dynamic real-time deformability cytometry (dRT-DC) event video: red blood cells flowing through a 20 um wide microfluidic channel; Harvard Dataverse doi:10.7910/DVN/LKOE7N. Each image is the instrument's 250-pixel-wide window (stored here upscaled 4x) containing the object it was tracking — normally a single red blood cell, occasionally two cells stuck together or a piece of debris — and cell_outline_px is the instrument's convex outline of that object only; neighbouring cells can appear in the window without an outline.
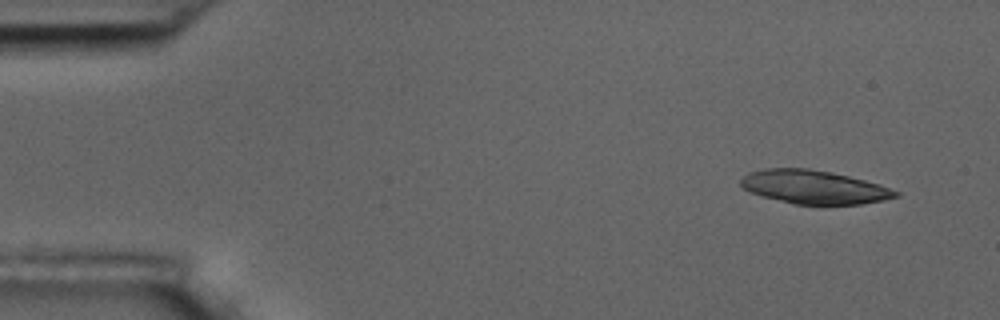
{"species": "common noctule bat (a hibernating species)", "species_latin": "Nyctalus noctula", "temperature_condition": "room temperature", "stored_images_in_passage": 6, "camera_frame_rate_fps": 3000, "um_per_image_px": 0.085, "animal": {"sex": "male", "body_mass_g": 17.5, "forearm_length_mm": 52.3}, "frame": {"image": 1, "passage_image": 1, "time_ms": 0.0, "image_size_px": [1000, 320], "cell_outline_px": [[900, 196], [884, 200], [860, 204], [796, 204], [764, 196], [752, 192], [744, 188], [740, 184], [740, 180], [748, 172], [764, 168], [808, 168], [832, 172], [880, 184], [900, 192]], "centroid_in_image_um": [69.22, 15.89], "position_along_channel_um": 15.8, "area_um2": 30.06}}